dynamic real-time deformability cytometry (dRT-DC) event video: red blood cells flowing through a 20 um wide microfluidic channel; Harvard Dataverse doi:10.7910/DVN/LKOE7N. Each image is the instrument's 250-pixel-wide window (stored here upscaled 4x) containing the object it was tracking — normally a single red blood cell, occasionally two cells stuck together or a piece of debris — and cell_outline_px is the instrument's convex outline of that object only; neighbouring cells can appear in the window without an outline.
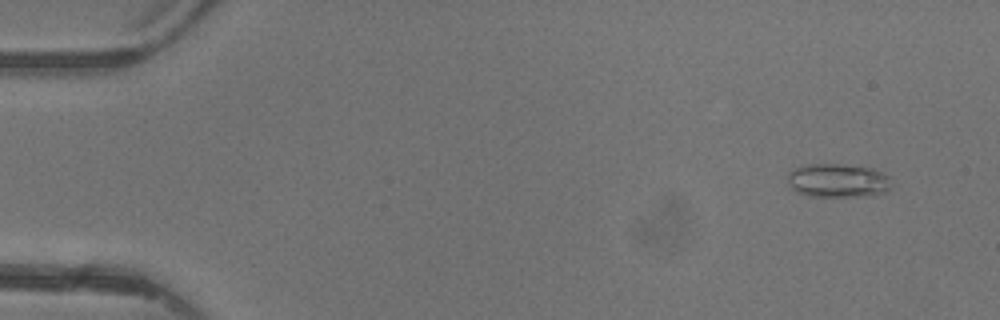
{"species": "common noctule bat (a hibernating species)", "species_latin": "Nyctalus noctula", "temperature_condition": "warm", "stored_images_in_passage": 4, "camera_frame_rate_fps": 3000, "um_per_image_px": 0.085, "animal": {"sex": "female"}, "frame": {"image": 1, "passage_image": 1, "time_ms": 0.0, "image_size_px": [1000, 320], "cell_outline_px": [[892, 188], [888, 192], [872, 196], [808, 196], [796, 192], [788, 184], [788, 172], [792, 168], [804, 164], [840, 164], [872, 168], [888, 176]], "centroid_in_image_um": [71.21, 15.35], "position_along_channel_um": 13.8, "area_um2": 20.75}}